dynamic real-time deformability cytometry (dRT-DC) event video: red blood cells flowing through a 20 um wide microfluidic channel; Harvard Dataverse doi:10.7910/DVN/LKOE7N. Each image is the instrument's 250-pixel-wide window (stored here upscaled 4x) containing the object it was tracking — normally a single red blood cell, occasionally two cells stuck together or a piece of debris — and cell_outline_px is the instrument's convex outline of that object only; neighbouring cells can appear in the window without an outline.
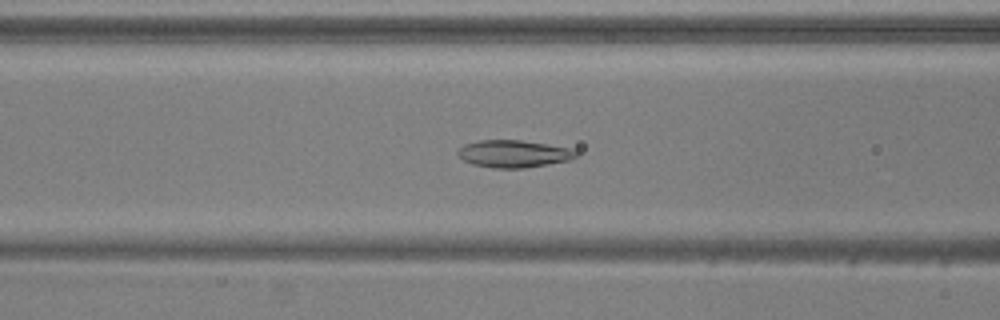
{"species": "common noctule bat (a hibernating species)", "species_latin": "Nyctalus noctula", "temperature_condition": "warm", "stored_images_in_passage": 35, "camera_frame_rate_fps": 3000, "um_per_image_px": 0.085, "animal": {"sex": "male", "body_mass_g": 20.5, "forearm_length_mm": 52.5}, "frame": {"image": 1, "passage_image": 13, "time_ms": 4.0, "image_size_px": [1000, 320], "cell_outline_px": [[580, 152], [572, 160], [524, 168], [492, 168], [472, 164], [464, 160], [456, 152], [464, 144], [480, 140], [520, 140], [572, 148]], "centroid_in_image_um": [43.7, 13.07], "position_along_channel_um": 122.9, "area_um2": 18.9}}
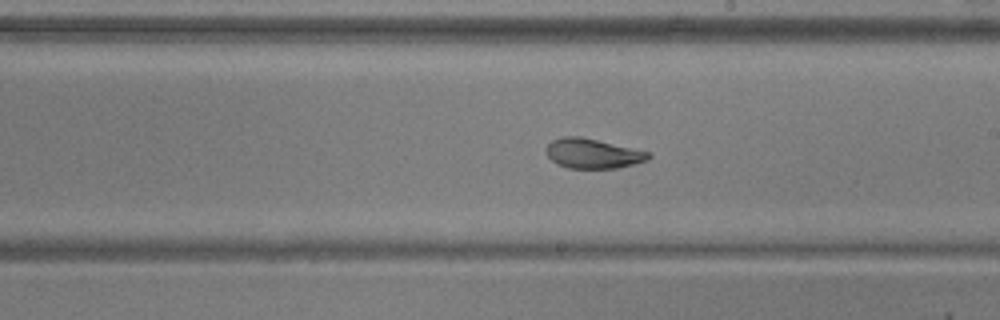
{"frame": {"image": 2, "passage_image": 22, "time_ms": 7.0, "image_size_px": [1000, 320], "cell_outline_px": [[652, 156], [648, 160], [620, 168], [568, 168], [556, 164], [548, 156], [544, 148], [552, 140], [560, 136], [580, 136], [652, 152]], "centroid_in_image_um": [50.4, 13.04], "position_along_channel_um": 238.6, "area_um2": 18.03}}
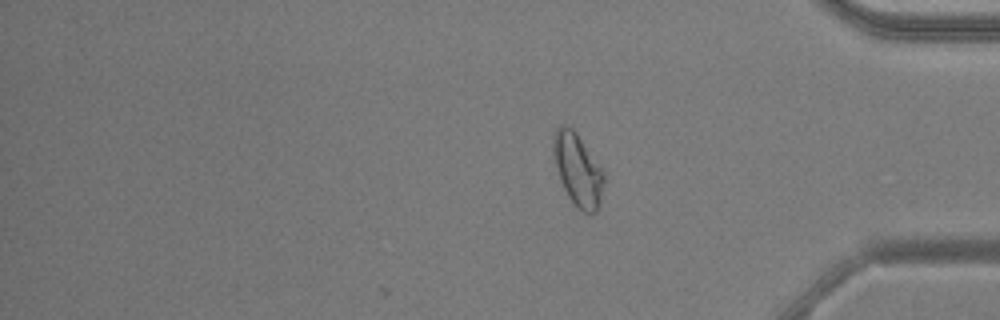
{"frame": {"image": 3, "passage_image": 35, "time_ms": 11.333, "image_size_px": [1000, 320], "cell_outline_px": [[604, 180], [596, 212], [584, 212], [568, 196], [560, 180], [552, 152], [552, 136], [556, 128], [560, 124], [564, 124], [572, 128], [576, 132], [604, 172]], "centroid_in_image_um": [49.06, 14.34], "position_along_channel_um": 386.1, "area_um2": 20.92}, "authors_computed_cell_mechanics": {"area_um2": 18.5538, "velocity_mm_per_s": 3.8568, "shape_relaxation_time_tau1_ms": 7.6853, "shape_relaxation_time_tau2_ms": 1.6622, "deformation_change_tau1": 0.1742, "deformation_change_tau2": 0.0676}}